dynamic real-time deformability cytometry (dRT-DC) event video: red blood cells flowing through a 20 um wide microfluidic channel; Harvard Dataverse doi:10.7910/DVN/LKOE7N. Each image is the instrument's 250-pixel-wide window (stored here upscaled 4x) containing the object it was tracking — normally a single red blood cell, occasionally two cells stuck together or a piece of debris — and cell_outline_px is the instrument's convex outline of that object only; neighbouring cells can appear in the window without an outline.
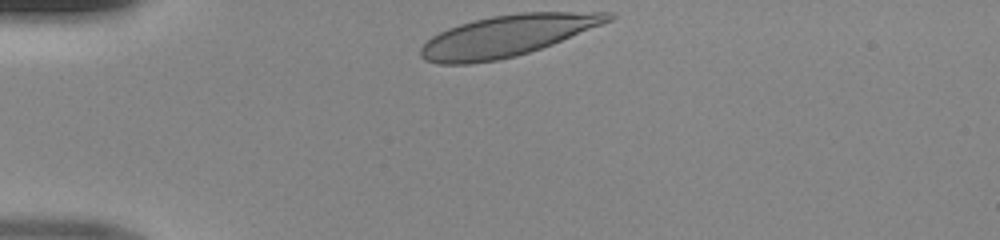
{"species": "human", "species_latin": "Homo sapiens", "temperature_condition": "room temperature", "stored_images_in_passage": 29, "camera_frame_rate_fps": 3000, "um_per_image_px": 0.085, "donor": {"sex": "male"}, "frame": {"image": 1, "passage_image": 1, "time_ms": 0.0, "image_size_px": [1000, 240], "cell_outline_px": [[616, 16], [612, 20], [552, 44], [516, 56], [496, 60], [468, 64], [440, 64], [424, 60], [420, 56], [420, 48], [432, 36], [448, 28], [460, 24], [492, 16], [520, 12], [612, 12]], "centroid_in_image_um": [43.09, 3.04], "position_along_channel_um": 41.9, "area_um2": 44.68}}
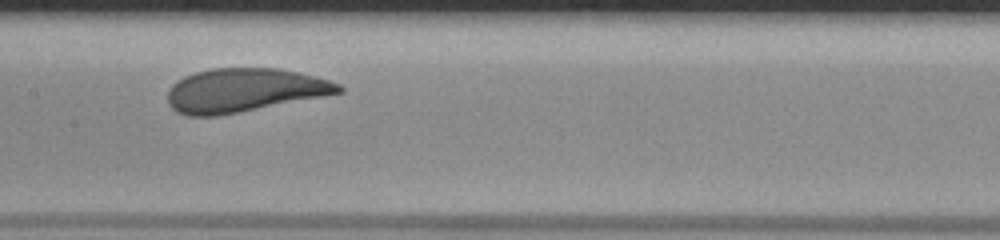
{"frame": {"image": 2, "passage_image": 14, "time_ms": 4.333, "image_size_px": [1000, 240], "cell_outline_px": [[344, 92], [216, 116], [188, 116], [176, 112], [168, 104], [168, 88], [172, 84], [184, 76], [196, 72], [212, 68], [276, 68], [300, 72], [328, 80], [340, 84], [344, 88]], "centroid_in_image_um": [20.73, 7.66], "position_along_channel_um": 186.7, "area_um2": 43.29}}
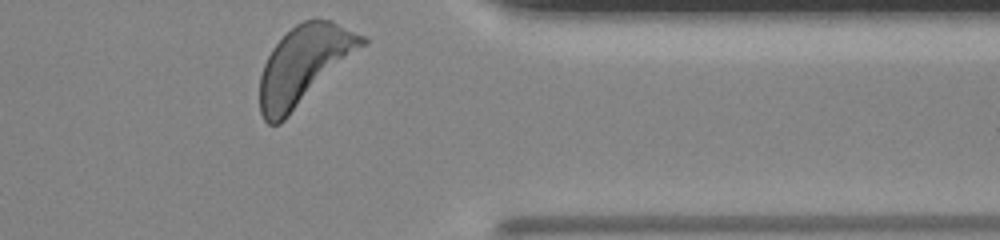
{"frame": {"image": 3, "passage_image": 29, "time_ms": 9.333, "image_size_px": [1000, 240], "cell_outline_px": [[368, 44], [280, 124], [268, 124], [264, 120], [260, 112], [260, 76], [264, 64], [272, 48], [296, 24], [304, 20], [332, 20], [368, 36]], "centroid_in_image_um": [25.9, 5.53], "position_along_channel_um": 385.5, "area_um2": 46.93}}